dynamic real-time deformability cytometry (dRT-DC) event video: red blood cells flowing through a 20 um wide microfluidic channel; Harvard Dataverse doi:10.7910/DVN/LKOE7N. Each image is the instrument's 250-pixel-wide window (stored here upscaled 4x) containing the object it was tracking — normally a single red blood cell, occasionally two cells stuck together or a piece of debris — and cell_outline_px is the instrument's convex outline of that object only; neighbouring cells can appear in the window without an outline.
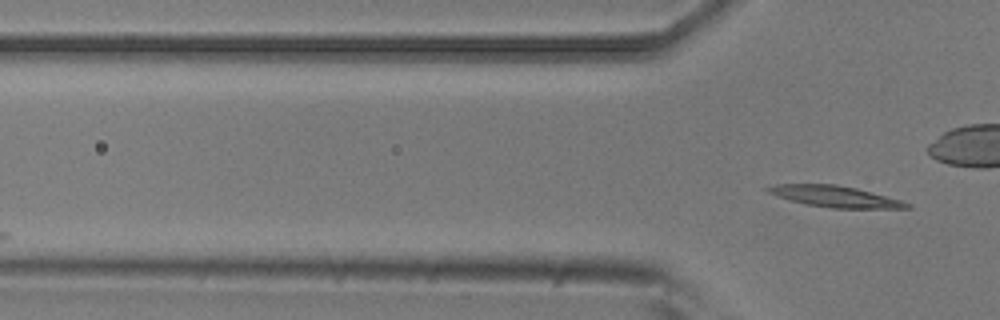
{"species": "common noctule bat (a hibernating species)", "species_latin": "Nyctalus noctula", "temperature_condition": "room temperature", "stored_images_in_passage": 5, "camera_frame_rate_fps": 3000, "um_per_image_px": 0.085, "animal": {"sex": "male", "body_mass_g": 20.5, "forearm_length_mm": 52.5}, "frame": {"image": 1, "passage_image": 5, "time_ms": 1.333, "image_size_px": [1000, 320], "cell_outline_px": [[912, 208], [832, 208], [804, 204], [776, 196], [768, 192], [764, 188], [776, 184], [836, 184], [856, 188], [900, 200], [912, 204]], "centroid_in_image_um": [70.95, 16.7], "position_along_channel_um": 54.8, "area_um2": 17.11}}